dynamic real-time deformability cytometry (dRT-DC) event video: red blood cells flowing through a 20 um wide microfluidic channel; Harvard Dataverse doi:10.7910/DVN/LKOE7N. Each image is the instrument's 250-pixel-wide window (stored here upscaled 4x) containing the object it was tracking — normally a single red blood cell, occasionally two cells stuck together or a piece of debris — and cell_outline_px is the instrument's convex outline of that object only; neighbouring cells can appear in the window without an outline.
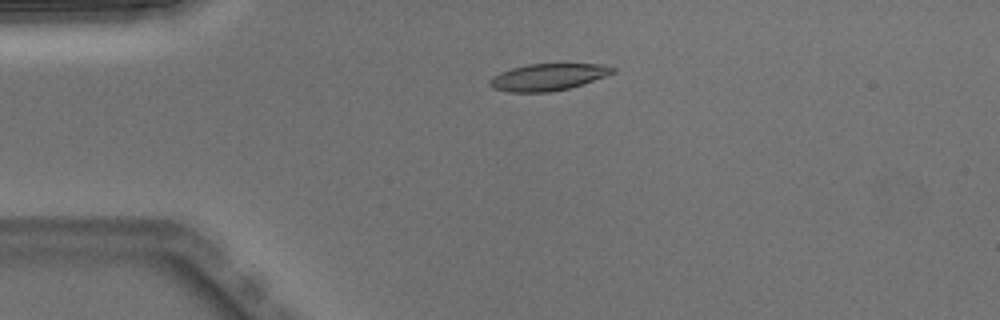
{"species": "Egyptian fruit bat (a non-hibernating species)", "species_latin": "Rousettus aegyptiacus", "temperature_condition": "warm", "stored_images_in_passage": 8, "camera_frame_rate_fps": 3000, "um_per_image_px": 0.085, "animal": {"sex": "male"}, "frame": {"image": 1, "passage_image": 4, "time_ms": 1.0, "image_size_px": [1000, 320], "cell_outline_px": [[616, 72], [568, 88], [548, 92], [508, 92], [492, 88], [488, 84], [488, 80], [492, 76], [500, 72], [512, 68], [528, 64], [600, 64], [616, 68]], "centroid_in_image_um": [46.51, 6.55], "position_along_channel_um": 38.5, "area_um2": 19.07}}
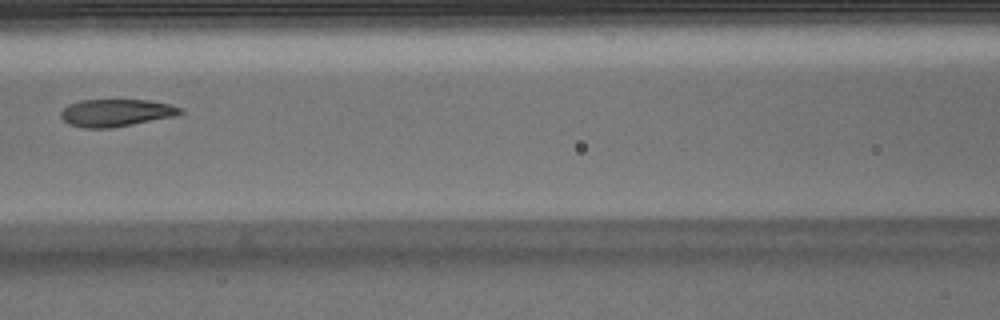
{"frame": {"image": 2, "passage_image": 7, "time_ms": 2.0, "image_size_px": [1000, 320], "cell_outline_px": [[184, 112], [176, 116], [132, 124], [108, 128], [84, 128], [68, 124], [60, 116], [60, 112], [68, 104], [80, 100], [152, 100], [168, 104], [180, 108]], "centroid_in_image_um": [9.84, 9.58], "position_along_channel_um": 156.8, "area_um2": 19.02}}
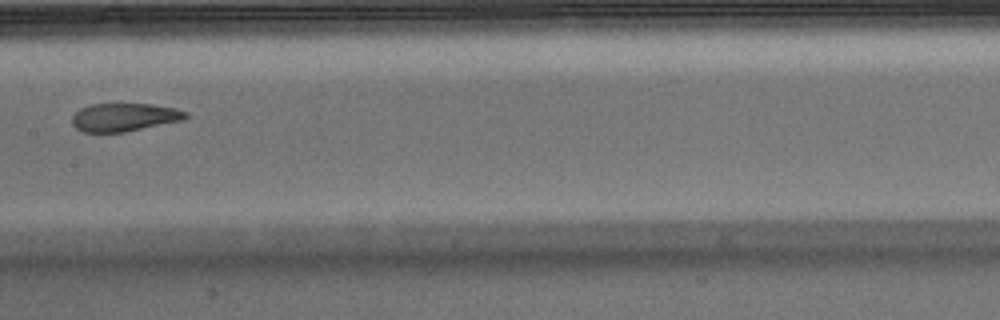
{"frame": {"image": 3, "passage_image": 8, "time_ms": 2.333, "image_size_px": [1000, 320], "cell_outline_px": [[188, 116], [184, 120], [124, 132], [84, 132], [76, 128], [72, 124], [72, 116], [80, 108], [92, 104], [152, 104], [176, 108], [188, 112]], "centroid_in_image_um": [10.58, 9.96], "position_along_channel_um": 196.8, "area_um2": 18.67}}